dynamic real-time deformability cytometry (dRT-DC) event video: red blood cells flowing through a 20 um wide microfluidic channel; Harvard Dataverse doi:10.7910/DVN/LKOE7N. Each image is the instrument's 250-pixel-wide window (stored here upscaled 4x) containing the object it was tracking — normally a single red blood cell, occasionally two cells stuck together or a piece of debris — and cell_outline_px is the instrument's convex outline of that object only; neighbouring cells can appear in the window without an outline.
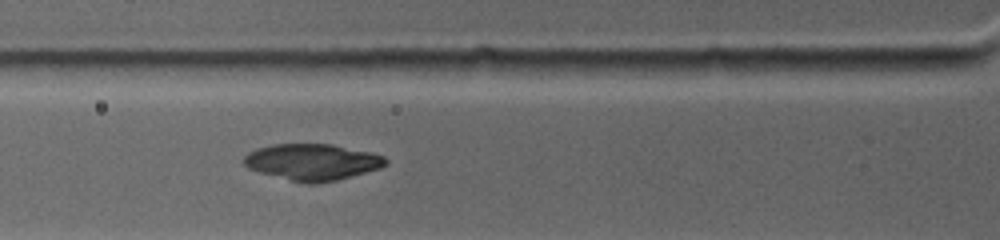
{"species": "common noctule bat (a hibernating species)", "species_latin": "Nyctalus noctula", "temperature_condition": "warm", "stored_images_in_passage": 37, "camera_frame_rate_fps": 4500, "um_per_image_px": 0.085, "animal": {"sex": "female", "body_mass_g": 19.0, "forearm_length_mm": 53.3}, "frame": {"image": 1, "passage_image": 6, "time_ms": 1.111, "image_size_px": [1000, 240], "cell_outline_px": [[388, 164], [380, 168], [352, 176], [336, 180], [316, 184], [304, 184], [260, 172], [248, 168], [240, 160], [248, 152], [256, 148], [272, 144], [332, 144], [372, 152], [384, 156], [388, 160]], "centroid_in_image_um": [26.54, 13.77], "position_along_channel_um": 99.3, "area_um2": 30.35}}
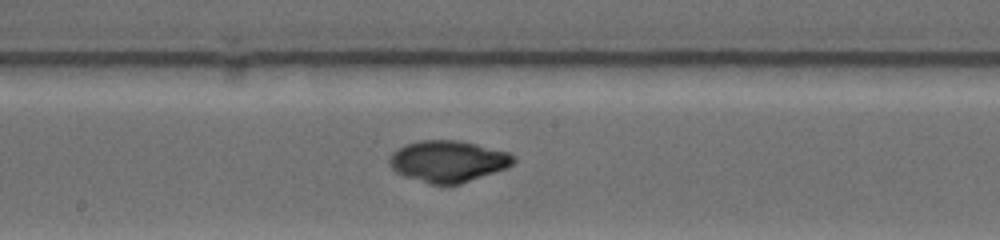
{"frame": {"image": 2, "passage_image": 16, "time_ms": 4.0, "image_size_px": [1000, 240], "cell_outline_px": [[516, 160], [508, 168], [460, 184], [428, 184], [404, 176], [396, 172], [388, 164], [388, 160], [392, 152], [396, 148], [404, 144], [420, 140], [460, 140], [508, 152], [516, 156]], "centroid_in_image_um": [38.07, 13.7], "position_along_channel_um": 210.1, "area_um2": 30.35}}
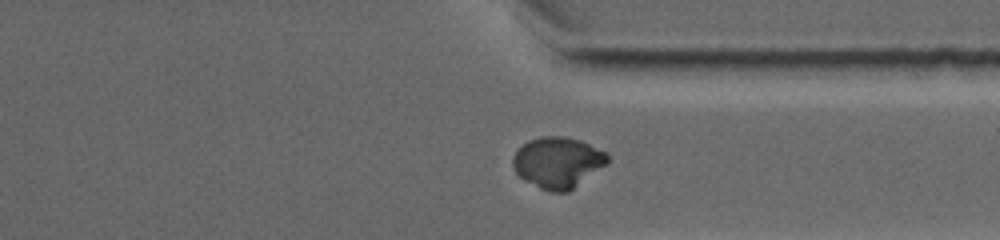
{"frame": {"image": 3, "passage_image": 32, "time_ms": 8.0, "image_size_px": [1000, 240], "cell_outline_px": [[608, 160], [604, 164], [568, 192], [552, 192], [540, 188], [524, 180], [516, 172], [512, 164], [512, 156], [528, 140], [540, 136], [564, 136], [580, 140], [608, 152]], "centroid_in_image_um": [47.38, 13.79], "position_along_channel_um": 364.0, "area_um2": 27.8}}